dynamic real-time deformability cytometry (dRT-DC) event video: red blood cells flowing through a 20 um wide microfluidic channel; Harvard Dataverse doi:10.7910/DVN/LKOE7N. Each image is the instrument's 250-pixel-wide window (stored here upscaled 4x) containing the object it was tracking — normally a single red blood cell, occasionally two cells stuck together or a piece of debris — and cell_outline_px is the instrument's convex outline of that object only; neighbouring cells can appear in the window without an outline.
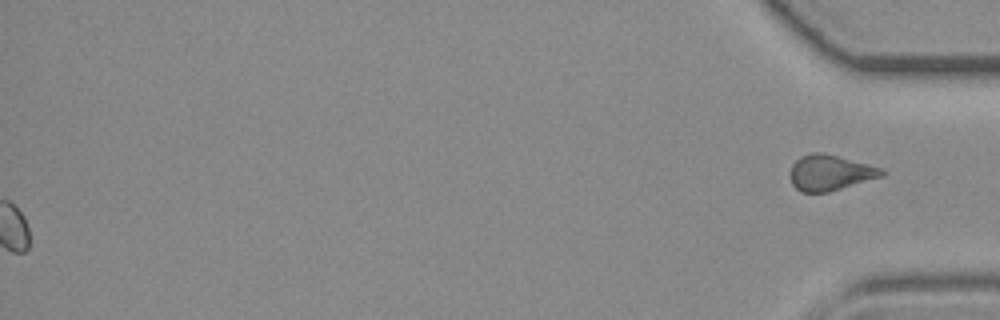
{"species": "common noctule bat (a hibernating species)", "species_latin": "Nyctalus noctula", "temperature_condition": "room temperature", "stored_images_in_passage": 43, "segment_of_instrument_passage": [2, 2], "camera_frame_rate_fps": 3000, "um_per_image_px": 0.085, "animal": {"sex": "female", "body_mass_g": 19.3, "forearm_length_mm": 54.1}, "frame": {"image": 1, "passage_image": 43, "time_ms": 14.0, "image_size_px": [1000, 320], "cell_outline_px": [[884, 176], [828, 192], [800, 192], [792, 184], [792, 164], [800, 156], [812, 152], [824, 152], [868, 164], [880, 168], [884, 172]], "centroid_in_image_um": [70.56, 14.67], "position_along_channel_um": 364.6, "area_um2": 18.84}}